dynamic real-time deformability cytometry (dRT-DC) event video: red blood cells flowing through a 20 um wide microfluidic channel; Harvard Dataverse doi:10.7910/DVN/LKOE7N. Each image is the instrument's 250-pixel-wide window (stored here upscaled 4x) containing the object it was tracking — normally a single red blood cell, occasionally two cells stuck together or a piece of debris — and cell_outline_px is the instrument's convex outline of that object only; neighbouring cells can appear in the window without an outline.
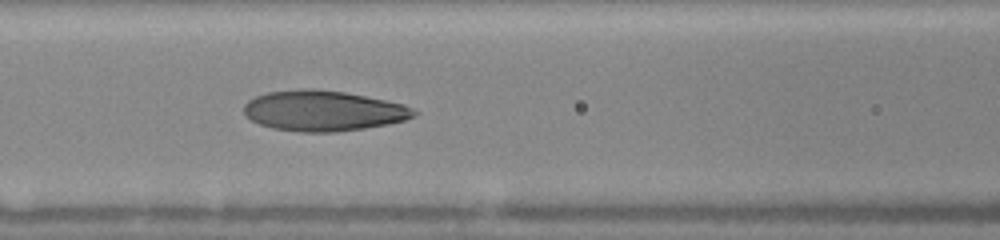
{"species": "human", "species_latin": "Homo sapiens", "temperature_condition": "warm", "stored_images_in_passage": 6, "segment_of_instrument_passage": [1, 2], "camera_frame_rate_fps": 3000, "um_per_image_px": 0.085, "donor": {"sex": "female"}, "frame": {"image": 1, "passage_image": 5, "time_ms": 3.0, "image_size_px": [1000, 240], "cell_outline_px": [[420, 112], [416, 116], [404, 120], [388, 124], [364, 128], [336, 132], [300, 132], [272, 128], [260, 124], [244, 116], [244, 104], [248, 100], [256, 96], [268, 92], [304, 88], [312, 88], [344, 92], [404, 104]], "centroid_in_image_um": [27.47, 9.42], "position_along_channel_um": 139.1, "area_um2": 40.17}}